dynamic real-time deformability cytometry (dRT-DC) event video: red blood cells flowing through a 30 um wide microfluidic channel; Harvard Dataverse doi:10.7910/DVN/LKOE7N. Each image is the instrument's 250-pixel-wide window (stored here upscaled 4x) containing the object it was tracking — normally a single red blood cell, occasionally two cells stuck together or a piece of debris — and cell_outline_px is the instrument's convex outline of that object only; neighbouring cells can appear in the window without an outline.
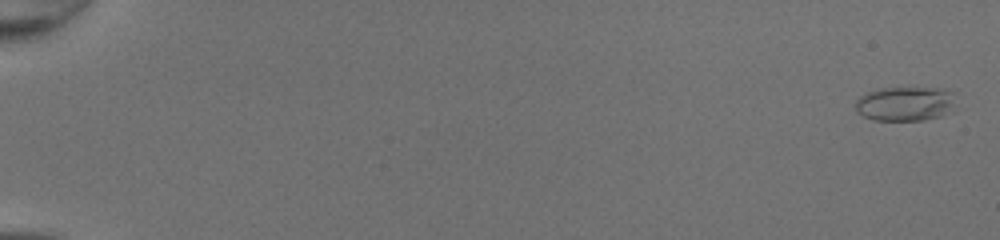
{"species": "common noctule bat (a hibernating species)", "species_latin": "Nyctalus noctula", "temperature_condition": "room temperature", "stored_images_in_passage": 28, "camera_frame_rate_fps": 3000, "um_per_image_px": 0.085, "animal": {"sex": "female", "body_mass_g": 20.0, "forearm_length_mm": 54.0}, "frame": {"image": 1, "passage_image": 2, "time_ms": 0.333, "image_size_px": [1000, 240], "cell_outline_px": [[956, 92], [952, 112], [940, 116], [924, 120], [872, 120], [856, 112], [856, 100], [860, 96], [868, 92], [880, 88], [940, 88]], "centroid_in_image_um": [76.98, 8.82], "position_along_channel_um": 8.0, "area_um2": 20.35}}
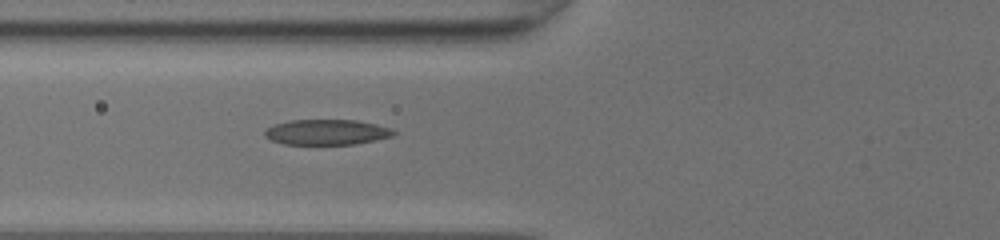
{"frame": {"image": 2, "passage_image": 23, "time_ms": 7.333, "image_size_px": [1000, 240], "cell_outline_px": [[396, 132], [392, 136], [376, 140], [356, 144], [284, 144], [272, 140], [264, 136], [264, 132], [268, 128], [276, 124], [288, 120], [356, 120], [376, 124], [392, 128]], "centroid_in_image_um": [27.79, 11.23], "position_along_channel_um": 98.0, "area_um2": 19.02}}
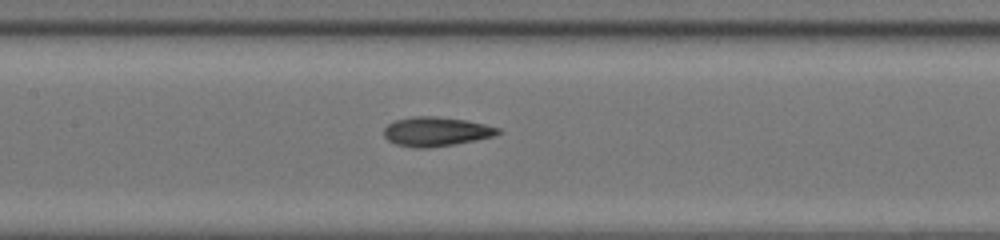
{"frame": {"image": 3, "passage_image": 28, "time_ms": 9.0, "image_size_px": [1000, 240], "cell_outline_px": [[504, 132], [496, 136], [476, 140], [428, 148], [416, 148], [396, 144], [388, 140], [384, 136], [384, 128], [388, 124], [396, 120], [412, 116], [436, 116], [464, 120], [484, 124], [500, 128]], "centroid_in_image_um": [37.09, 11.18], "position_along_channel_um": 170.3, "area_um2": 19.48}}